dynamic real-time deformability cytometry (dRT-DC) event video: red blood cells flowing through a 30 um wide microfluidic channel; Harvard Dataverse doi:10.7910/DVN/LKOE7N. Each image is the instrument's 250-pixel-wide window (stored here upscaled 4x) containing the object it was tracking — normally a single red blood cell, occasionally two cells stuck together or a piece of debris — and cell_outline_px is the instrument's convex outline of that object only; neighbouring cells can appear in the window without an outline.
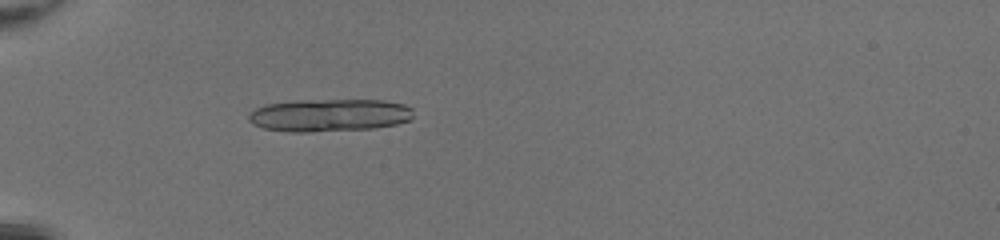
{"species": "common noctule bat (a hibernating species)", "species_latin": "Nyctalus noctula", "temperature_condition": "room temperature", "stored_images_in_passage": 46, "camera_frame_rate_fps": 3000, "um_per_image_px": 0.085, "animal": {"sex": "female", "body_mass_g": 20.0, "forearm_length_mm": 54.0}, "frame": {"image": 1, "passage_image": 14, "time_ms": 4.333, "image_size_px": [1000, 240], "cell_outline_px": [[412, 120], [396, 124], [372, 128], [308, 132], [288, 132], [264, 128], [252, 124], [248, 120], [248, 116], [256, 108], [264, 104], [296, 100], [384, 100], [404, 104], [412, 108]], "centroid_in_image_um": [27.99, 9.78], "position_along_channel_um": 57.0, "area_um2": 31.5}, "authors_computed_cell_mechanics": {"area_um2": 23.1489, "velocity_mm_per_s": 4.2845, "shape_relaxation_time_tau1_ms": null, "shape_relaxation_time_tau2_ms": 1.1959, "deformation_change_tau1": null, "deformation_change_tau2": 0.0641}}